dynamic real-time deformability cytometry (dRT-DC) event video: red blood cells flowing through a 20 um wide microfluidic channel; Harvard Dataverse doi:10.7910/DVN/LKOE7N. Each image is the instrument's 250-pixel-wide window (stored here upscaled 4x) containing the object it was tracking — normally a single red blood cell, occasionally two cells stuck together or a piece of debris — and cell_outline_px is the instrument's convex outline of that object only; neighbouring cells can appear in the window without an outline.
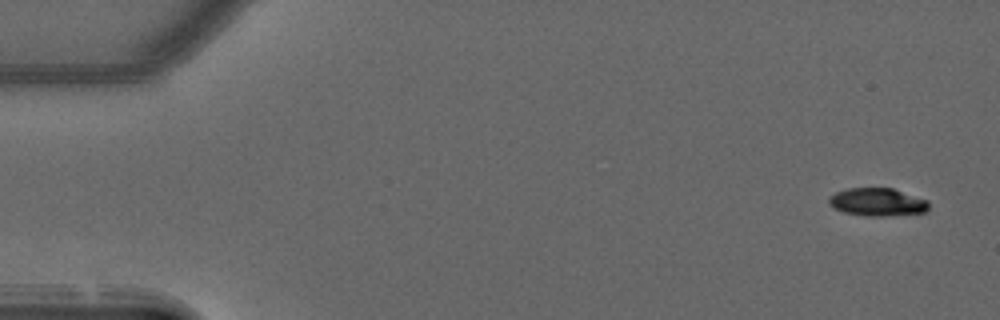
{"species": "common noctule bat (a hibernating species)", "species_latin": "Nyctalus noctula", "temperature_condition": "warm", "stored_images_in_passage": 51, "camera_frame_rate_fps": 3000, "um_per_image_px": 0.085, "animal": {"sex": "male", "forearm_length_mm": 52.5}, "frame": {"image": 1, "passage_image": 2, "time_ms": 0.333, "image_size_px": [1000, 320], "cell_outline_px": [[924, 208], [908, 212], [860, 212], [844, 208], [836, 204], [832, 200], [848, 192], [864, 188], [888, 188], [924, 204]], "centroid_in_image_um": [74.59, 17.1], "position_along_channel_um": 10.4, "area_um2": 11.62}}
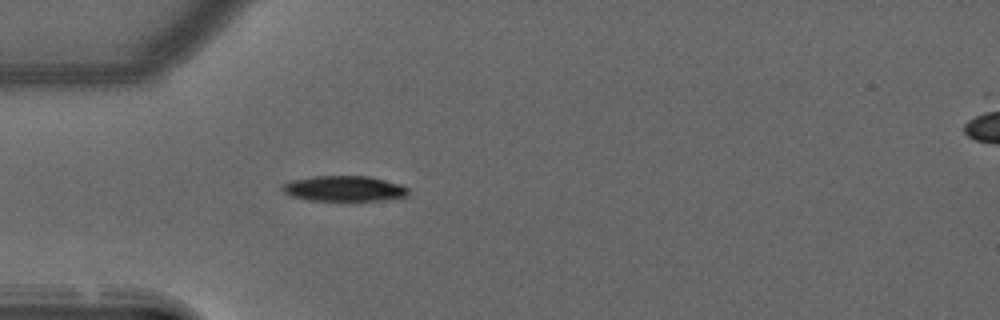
{"frame": {"image": 2, "passage_image": 15, "time_ms": 4.667, "image_size_px": [1000, 320], "cell_outline_px": [[400, 192], [368, 196], [316, 196], [296, 192], [292, 188], [296, 184], [320, 180], [372, 180], [400, 188]], "centroid_in_image_um": [29.32, 15.99], "position_along_channel_um": 55.7, "area_um2": 10.23}}
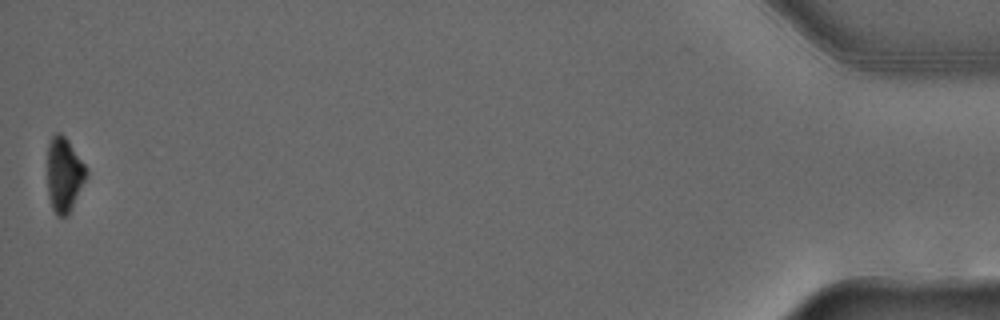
{"frame": {"image": 3, "passage_image": 51, "time_ms": 16.667, "image_size_px": [1000, 320], "cell_outline_px": [[84, 172], [64, 208], [60, 208], [56, 204], [52, 160], [56, 140], [64, 140], [84, 168]], "centroid_in_image_um": [5.55, 14.66], "position_along_channel_um": 429.7, "area_um2": 10.0}}